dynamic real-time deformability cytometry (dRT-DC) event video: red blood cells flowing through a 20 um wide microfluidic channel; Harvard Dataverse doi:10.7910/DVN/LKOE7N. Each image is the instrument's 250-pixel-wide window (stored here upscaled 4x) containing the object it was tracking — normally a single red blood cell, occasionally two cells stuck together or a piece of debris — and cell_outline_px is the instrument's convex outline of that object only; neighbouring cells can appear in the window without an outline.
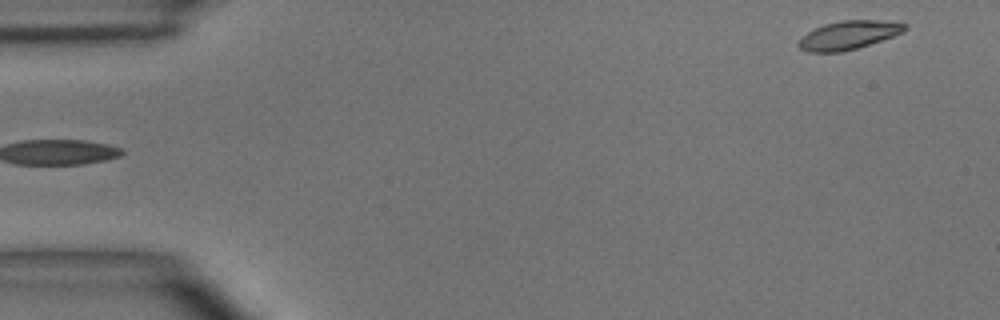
{"species": "common noctule bat (a hibernating species)", "species_latin": "Nyctalus noctula", "temperature_condition": "room temperature", "stored_images_in_passage": 2, "camera_frame_rate_fps": 3000, "um_per_image_px": 0.085, "animal": {"sex": "male", "body_mass_g": 15.6}, "frame": {"image": 1, "passage_image": 2, "time_ms": 1.0, "image_size_px": [1000, 320], "cell_outline_px": [[908, 28], [904, 32], [856, 48], [840, 52], [808, 52], [800, 48], [796, 44], [808, 32], [824, 24], [840, 20], [880, 20], [908, 24]], "centroid_in_image_um": [72.14, 2.97], "position_along_channel_um": 12.9, "area_um2": 17.46}}